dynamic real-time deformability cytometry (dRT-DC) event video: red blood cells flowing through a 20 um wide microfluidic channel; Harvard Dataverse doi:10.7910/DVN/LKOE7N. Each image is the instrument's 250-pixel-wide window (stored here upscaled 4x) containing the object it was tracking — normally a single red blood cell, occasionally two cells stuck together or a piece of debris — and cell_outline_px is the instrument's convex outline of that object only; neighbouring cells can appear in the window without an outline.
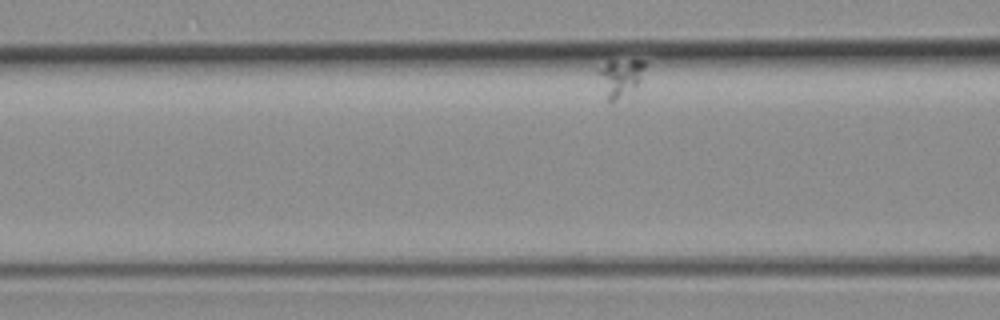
{"species": "common noctule bat (a hibernating species)", "species_latin": "Nyctalus noctula", "temperature_condition": "room temperature", "stored_images_in_passage": 9, "segment_of_instrument_passage": [1, 2], "camera_frame_rate_fps": 3000, "um_per_image_px": 0.085, "animal": {"sex": "female", "body_mass_g": 19.3, "forearm_length_mm": 54.1}, "frame": {"image": 1, "passage_image": 5, "time_ms": 1.333, "image_size_px": [1000, 320], "cell_outline_px": [[644, 68], [636, 88], [612, 104], [608, 104], [596, 72], [608, 60], [644, 60]], "centroid_in_image_um": [52.67, 6.63], "position_along_channel_um": 113.9, "area_um2": 10.46}}